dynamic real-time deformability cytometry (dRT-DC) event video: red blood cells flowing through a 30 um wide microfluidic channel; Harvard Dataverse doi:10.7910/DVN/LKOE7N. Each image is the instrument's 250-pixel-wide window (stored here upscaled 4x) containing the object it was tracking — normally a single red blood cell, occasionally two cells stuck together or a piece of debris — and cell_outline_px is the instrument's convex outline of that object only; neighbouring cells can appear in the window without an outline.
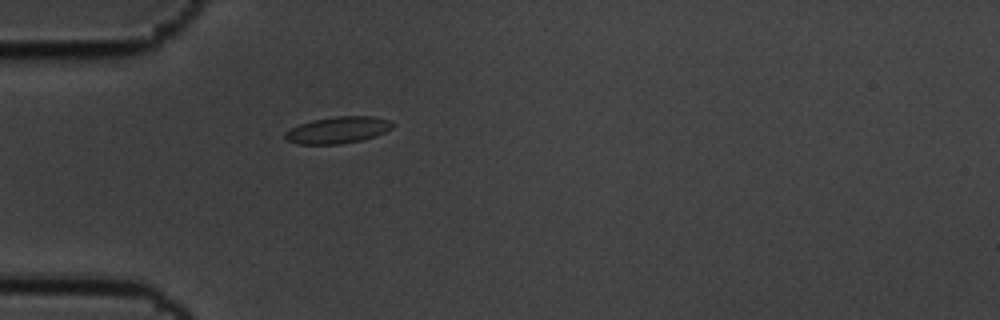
{"species": "common noctule bat (a hibernating species)", "species_latin": "Nyctalus noctula", "temperature_condition": "cold", "stored_images_in_passage": 1, "camera_frame_rate_fps": 3000, "um_per_image_px": 0.085, "animal": {"sex": "male", "body_mass_g": 19.5, "forearm_length_mm": 54.6}, "frame": {"image": 1, "passage_image": 1, "time_ms": 0.0, "image_size_px": [1000, 320], "cell_outline_px": [[396, 124], [392, 128], [376, 136], [360, 140], [340, 144], [296, 144], [288, 140], [284, 136], [284, 132], [300, 124], [312, 120], [336, 116], [372, 116], [388, 120]], "centroid_in_image_um": [28.72, 11.05], "position_along_channel_um": 56.3, "area_um2": 16.65}}